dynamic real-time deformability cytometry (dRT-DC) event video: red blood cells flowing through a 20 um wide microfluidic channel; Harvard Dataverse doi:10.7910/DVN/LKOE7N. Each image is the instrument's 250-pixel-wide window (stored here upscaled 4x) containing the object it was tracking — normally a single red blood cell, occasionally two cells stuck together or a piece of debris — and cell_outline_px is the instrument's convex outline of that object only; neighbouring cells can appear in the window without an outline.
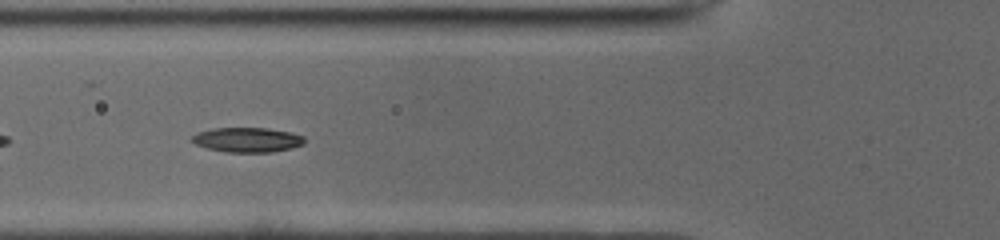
{"species": "common noctule bat (a hibernating species)", "species_latin": "Nyctalus noctula", "temperature_condition": "cold", "stored_images_in_passage": 36, "camera_frame_rate_fps": 3000, "um_per_image_px": 0.085, "animal": {"sex": "male", "body_mass_g": 19.0, "forearm_length_mm": 50.8}, "frame": {"image": 1, "passage_image": 6, "time_ms": 1.667, "image_size_px": [1000, 240], "cell_outline_px": [[304, 144], [292, 148], [272, 152], [224, 152], [208, 148], [196, 144], [192, 140], [192, 136], [200, 132], [212, 128], [264, 128], [288, 132], [304, 136]], "centroid_in_image_um": [21.04, 11.89], "position_along_channel_um": 104.8, "area_um2": 16.01}}
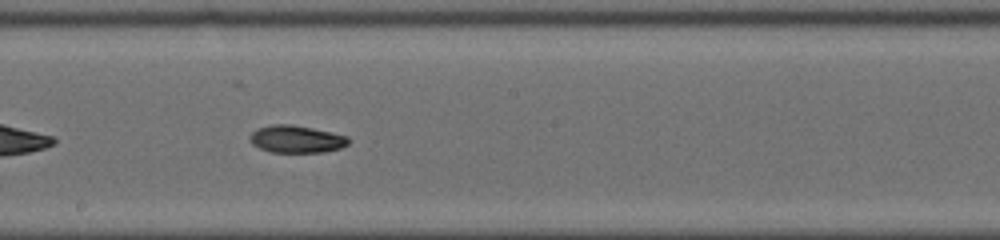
{"frame": {"image": 2, "passage_image": 15, "time_ms": 4.667, "image_size_px": [1000, 240], "cell_outline_px": [[352, 140], [348, 144], [340, 148], [324, 152], [272, 152], [260, 148], [252, 144], [248, 136], [256, 128], [272, 124], [292, 124], [312, 128], [348, 136]], "centroid_in_image_um": [25.19, 11.82], "position_along_channel_um": 223.0, "area_um2": 15.84}}
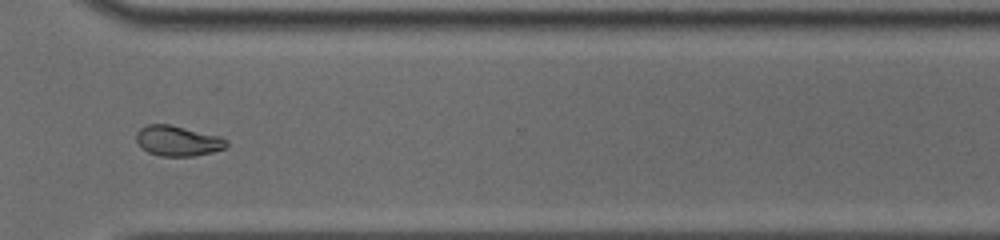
{"frame": {"image": 3, "passage_image": 25, "time_ms": 8.0, "image_size_px": [1000, 240], "cell_outline_px": [[228, 144], [224, 148], [212, 152], [196, 156], [160, 156], [148, 152], [140, 148], [136, 140], [136, 132], [140, 128], [148, 124], [168, 124], [220, 136], [228, 140]], "centroid_in_image_um": [15.09, 11.98], "position_along_channel_um": 355.5, "area_um2": 16.01}, "authors_computed_cell_mechanics": {"area_um2": 16.0395, "velocity_mm_per_s": 3.9528, "shape_relaxation_time_tau1_ms": null, "shape_relaxation_time_tau2_ms": 7.6044, "deformation_change_tau1": null, "deformation_change_tau2": 0.1235}}